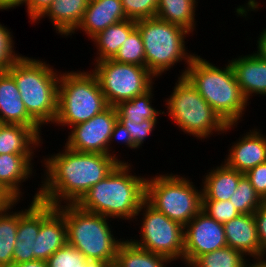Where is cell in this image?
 Wrapping results in <instances>:
<instances>
[{"instance_id":"6da1fadb","label":"cell","mask_w":266,"mask_h":267,"mask_svg":"<svg viewBox=\"0 0 266 267\" xmlns=\"http://www.w3.org/2000/svg\"><path fill=\"white\" fill-rule=\"evenodd\" d=\"M57 152L42 156L40 166L45 169L38 184V200L56 207L77 204L120 163L108 154L73 151L65 145Z\"/></svg>"},{"instance_id":"7a4b0ae2","label":"cell","mask_w":266,"mask_h":267,"mask_svg":"<svg viewBox=\"0 0 266 267\" xmlns=\"http://www.w3.org/2000/svg\"><path fill=\"white\" fill-rule=\"evenodd\" d=\"M133 170L132 162L119 163L104 179L93 185L77 205L87 212L118 219V222L121 219L125 223H133L145 201L147 179V174L142 176Z\"/></svg>"},{"instance_id":"3957f363","label":"cell","mask_w":266,"mask_h":267,"mask_svg":"<svg viewBox=\"0 0 266 267\" xmlns=\"http://www.w3.org/2000/svg\"><path fill=\"white\" fill-rule=\"evenodd\" d=\"M213 63L196 54L185 77L226 124H240L251 101L244 96L229 61L223 67Z\"/></svg>"},{"instance_id":"277c9868","label":"cell","mask_w":266,"mask_h":267,"mask_svg":"<svg viewBox=\"0 0 266 267\" xmlns=\"http://www.w3.org/2000/svg\"><path fill=\"white\" fill-rule=\"evenodd\" d=\"M7 72L16 81L28 114L41 127L53 126L57 114L61 70L58 71L39 57L22 55Z\"/></svg>"},{"instance_id":"5b68a950","label":"cell","mask_w":266,"mask_h":267,"mask_svg":"<svg viewBox=\"0 0 266 267\" xmlns=\"http://www.w3.org/2000/svg\"><path fill=\"white\" fill-rule=\"evenodd\" d=\"M171 91L163 101L167 108L164 115L169 116L182 134L204 142L213 134L224 137L237 129L239 124H226L185 76L177 78Z\"/></svg>"},{"instance_id":"8992f818","label":"cell","mask_w":266,"mask_h":267,"mask_svg":"<svg viewBox=\"0 0 266 267\" xmlns=\"http://www.w3.org/2000/svg\"><path fill=\"white\" fill-rule=\"evenodd\" d=\"M136 28L144 44L145 67L157 79L183 62L184 68L177 77L185 76L187 67L197 54L188 50L187 38L193 36L188 30L157 17L136 21Z\"/></svg>"},{"instance_id":"52a82bcc","label":"cell","mask_w":266,"mask_h":267,"mask_svg":"<svg viewBox=\"0 0 266 267\" xmlns=\"http://www.w3.org/2000/svg\"><path fill=\"white\" fill-rule=\"evenodd\" d=\"M56 209L65 218L67 244L79 250L87 259L116 260L119 246L125 238H117L111 225L115 223L112 219L82 210L77 204H65Z\"/></svg>"},{"instance_id":"ba28073f","label":"cell","mask_w":266,"mask_h":267,"mask_svg":"<svg viewBox=\"0 0 266 267\" xmlns=\"http://www.w3.org/2000/svg\"><path fill=\"white\" fill-rule=\"evenodd\" d=\"M107 107L98 79L90 69L61 70L54 127L70 129L90 120Z\"/></svg>"},{"instance_id":"9c48e42d","label":"cell","mask_w":266,"mask_h":267,"mask_svg":"<svg viewBox=\"0 0 266 267\" xmlns=\"http://www.w3.org/2000/svg\"><path fill=\"white\" fill-rule=\"evenodd\" d=\"M159 173L147 176L145 200L185 227L202 210V187L180 172Z\"/></svg>"},{"instance_id":"30bf717a","label":"cell","mask_w":266,"mask_h":267,"mask_svg":"<svg viewBox=\"0 0 266 267\" xmlns=\"http://www.w3.org/2000/svg\"><path fill=\"white\" fill-rule=\"evenodd\" d=\"M133 223L140 225L139 238L138 234L129 238L133 244L174 262L179 260L177 263L182 262L184 265V227L181 224L169 219L146 200L136 213Z\"/></svg>"},{"instance_id":"8fae6325","label":"cell","mask_w":266,"mask_h":267,"mask_svg":"<svg viewBox=\"0 0 266 267\" xmlns=\"http://www.w3.org/2000/svg\"><path fill=\"white\" fill-rule=\"evenodd\" d=\"M108 106L131 100L148 91L158 79L146 68L113 59L91 63Z\"/></svg>"},{"instance_id":"7c38bea8","label":"cell","mask_w":266,"mask_h":267,"mask_svg":"<svg viewBox=\"0 0 266 267\" xmlns=\"http://www.w3.org/2000/svg\"><path fill=\"white\" fill-rule=\"evenodd\" d=\"M117 120L115 106H108L90 120L70 127L63 144L73 151L109 155V139Z\"/></svg>"},{"instance_id":"4fadbf2b","label":"cell","mask_w":266,"mask_h":267,"mask_svg":"<svg viewBox=\"0 0 266 267\" xmlns=\"http://www.w3.org/2000/svg\"><path fill=\"white\" fill-rule=\"evenodd\" d=\"M227 247L224 226L202 210L184 227V267L199 256Z\"/></svg>"},{"instance_id":"5bb4252c","label":"cell","mask_w":266,"mask_h":267,"mask_svg":"<svg viewBox=\"0 0 266 267\" xmlns=\"http://www.w3.org/2000/svg\"><path fill=\"white\" fill-rule=\"evenodd\" d=\"M259 128V129H258ZM255 127L239 136L228 147L224 163L238 172L246 173L255 166L266 162V134L261 127Z\"/></svg>"},{"instance_id":"9a60e30c","label":"cell","mask_w":266,"mask_h":267,"mask_svg":"<svg viewBox=\"0 0 266 267\" xmlns=\"http://www.w3.org/2000/svg\"><path fill=\"white\" fill-rule=\"evenodd\" d=\"M35 155L0 154V186L13 200L24 201V194L27 191H23V186L26 181L37 175L33 161L38 156Z\"/></svg>"},{"instance_id":"2e32d148","label":"cell","mask_w":266,"mask_h":267,"mask_svg":"<svg viewBox=\"0 0 266 267\" xmlns=\"http://www.w3.org/2000/svg\"><path fill=\"white\" fill-rule=\"evenodd\" d=\"M0 121L28 126L45 141L42 127L28 114L16 81L7 71H0Z\"/></svg>"},{"instance_id":"e0dca14e","label":"cell","mask_w":266,"mask_h":267,"mask_svg":"<svg viewBox=\"0 0 266 267\" xmlns=\"http://www.w3.org/2000/svg\"><path fill=\"white\" fill-rule=\"evenodd\" d=\"M237 57V58H236ZM237 83L248 101L254 96H266V60L254 52L228 59ZM258 95V96H257Z\"/></svg>"},{"instance_id":"ac0fdd59","label":"cell","mask_w":266,"mask_h":267,"mask_svg":"<svg viewBox=\"0 0 266 267\" xmlns=\"http://www.w3.org/2000/svg\"><path fill=\"white\" fill-rule=\"evenodd\" d=\"M126 19L128 18L123 11L121 0H90L83 19L69 37L72 38L80 30V33L83 32L86 38L91 40L109 26Z\"/></svg>"},{"instance_id":"d6986e66","label":"cell","mask_w":266,"mask_h":267,"mask_svg":"<svg viewBox=\"0 0 266 267\" xmlns=\"http://www.w3.org/2000/svg\"><path fill=\"white\" fill-rule=\"evenodd\" d=\"M227 246L248 258L260 257V242L254 214H239L223 224Z\"/></svg>"},{"instance_id":"ffe728a7","label":"cell","mask_w":266,"mask_h":267,"mask_svg":"<svg viewBox=\"0 0 266 267\" xmlns=\"http://www.w3.org/2000/svg\"><path fill=\"white\" fill-rule=\"evenodd\" d=\"M89 0H53L48 10L34 23L48 18L60 37L69 38L83 19Z\"/></svg>"},{"instance_id":"44dd1931","label":"cell","mask_w":266,"mask_h":267,"mask_svg":"<svg viewBox=\"0 0 266 267\" xmlns=\"http://www.w3.org/2000/svg\"><path fill=\"white\" fill-rule=\"evenodd\" d=\"M67 244L64 216L55 209L40 225L34 243V260L46 261L59 248Z\"/></svg>"},{"instance_id":"7402d4cb","label":"cell","mask_w":266,"mask_h":267,"mask_svg":"<svg viewBox=\"0 0 266 267\" xmlns=\"http://www.w3.org/2000/svg\"><path fill=\"white\" fill-rule=\"evenodd\" d=\"M210 168L201 177L202 183H199L202 200H229L244 173L228 167L223 161L219 166Z\"/></svg>"},{"instance_id":"603a6c76","label":"cell","mask_w":266,"mask_h":267,"mask_svg":"<svg viewBox=\"0 0 266 267\" xmlns=\"http://www.w3.org/2000/svg\"><path fill=\"white\" fill-rule=\"evenodd\" d=\"M43 143V139L28 126L21 124L0 126V154H37L36 152L42 150Z\"/></svg>"},{"instance_id":"cb8c5ba5","label":"cell","mask_w":266,"mask_h":267,"mask_svg":"<svg viewBox=\"0 0 266 267\" xmlns=\"http://www.w3.org/2000/svg\"><path fill=\"white\" fill-rule=\"evenodd\" d=\"M135 28L136 21L126 19L109 26L94 36L91 42L97 50L94 52L96 56H93L92 63L112 59Z\"/></svg>"},{"instance_id":"d4e9b609","label":"cell","mask_w":266,"mask_h":267,"mask_svg":"<svg viewBox=\"0 0 266 267\" xmlns=\"http://www.w3.org/2000/svg\"><path fill=\"white\" fill-rule=\"evenodd\" d=\"M36 193L31 195L32 199L29 201L27 207L23 206L18 210V231L16 241H23V239H36L41 223L56 209V206L47 204L38 200L40 188H37Z\"/></svg>"},{"instance_id":"484cf974","label":"cell","mask_w":266,"mask_h":267,"mask_svg":"<svg viewBox=\"0 0 266 267\" xmlns=\"http://www.w3.org/2000/svg\"><path fill=\"white\" fill-rule=\"evenodd\" d=\"M152 86L144 94L138 95L131 100L120 102L115 106L117 111L118 120L121 123H136L140 124L141 122L153 119L158 120L160 114L164 116V109L162 111L154 107L153 101L155 99L156 92Z\"/></svg>"},{"instance_id":"4316f807","label":"cell","mask_w":266,"mask_h":267,"mask_svg":"<svg viewBox=\"0 0 266 267\" xmlns=\"http://www.w3.org/2000/svg\"><path fill=\"white\" fill-rule=\"evenodd\" d=\"M198 1L200 2V0H159L156 17L183 27L194 35L198 25L196 21Z\"/></svg>"},{"instance_id":"83f0119b","label":"cell","mask_w":266,"mask_h":267,"mask_svg":"<svg viewBox=\"0 0 266 267\" xmlns=\"http://www.w3.org/2000/svg\"><path fill=\"white\" fill-rule=\"evenodd\" d=\"M19 202L22 200H14L7 207L0 209V267L13 265V250L18 231L16 206Z\"/></svg>"},{"instance_id":"f1b7e54d","label":"cell","mask_w":266,"mask_h":267,"mask_svg":"<svg viewBox=\"0 0 266 267\" xmlns=\"http://www.w3.org/2000/svg\"><path fill=\"white\" fill-rule=\"evenodd\" d=\"M126 238L119 246L116 256L122 267H170L175 263L166 256L138 247L128 239L129 237Z\"/></svg>"},{"instance_id":"f546056e","label":"cell","mask_w":266,"mask_h":267,"mask_svg":"<svg viewBox=\"0 0 266 267\" xmlns=\"http://www.w3.org/2000/svg\"><path fill=\"white\" fill-rule=\"evenodd\" d=\"M247 259L243 252L227 246L199 256L189 267H243Z\"/></svg>"},{"instance_id":"4dcf8cb0","label":"cell","mask_w":266,"mask_h":267,"mask_svg":"<svg viewBox=\"0 0 266 267\" xmlns=\"http://www.w3.org/2000/svg\"><path fill=\"white\" fill-rule=\"evenodd\" d=\"M229 200L240 214H254L264 202L245 174L240 178Z\"/></svg>"},{"instance_id":"1f68e13d","label":"cell","mask_w":266,"mask_h":267,"mask_svg":"<svg viewBox=\"0 0 266 267\" xmlns=\"http://www.w3.org/2000/svg\"><path fill=\"white\" fill-rule=\"evenodd\" d=\"M113 60L145 67V50L141 34L135 28L117 51Z\"/></svg>"},{"instance_id":"d6a6232c","label":"cell","mask_w":266,"mask_h":267,"mask_svg":"<svg viewBox=\"0 0 266 267\" xmlns=\"http://www.w3.org/2000/svg\"><path fill=\"white\" fill-rule=\"evenodd\" d=\"M11 28L0 22V71H7L22 56L17 53ZM14 39V40H13ZM15 49V50H14Z\"/></svg>"},{"instance_id":"836d02e7","label":"cell","mask_w":266,"mask_h":267,"mask_svg":"<svg viewBox=\"0 0 266 267\" xmlns=\"http://www.w3.org/2000/svg\"><path fill=\"white\" fill-rule=\"evenodd\" d=\"M123 11L130 20L156 17L159 0H121Z\"/></svg>"},{"instance_id":"e575fe53","label":"cell","mask_w":266,"mask_h":267,"mask_svg":"<svg viewBox=\"0 0 266 267\" xmlns=\"http://www.w3.org/2000/svg\"><path fill=\"white\" fill-rule=\"evenodd\" d=\"M86 259L79 250L66 244L52 254L46 262L48 267H81Z\"/></svg>"},{"instance_id":"d590c367","label":"cell","mask_w":266,"mask_h":267,"mask_svg":"<svg viewBox=\"0 0 266 267\" xmlns=\"http://www.w3.org/2000/svg\"><path fill=\"white\" fill-rule=\"evenodd\" d=\"M202 211L222 224L240 214L230 200H202Z\"/></svg>"},{"instance_id":"8d00e7d4","label":"cell","mask_w":266,"mask_h":267,"mask_svg":"<svg viewBox=\"0 0 266 267\" xmlns=\"http://www.w3.org/2000/svg\"><path fill=\"white\" fill-rule=\"evenodd\" d=\"M158 120L148 119L140 124L136 123H121L131 135V141L134 145L141 149L146 142L147 137L153 135L152 133L157 129ZM145 141V142H144Z\"/></svg>"},{"instance_id":"74e56055","label":"cell","mask_w":266,"mask_h":267,"mask_svg":"<svg viewBox=\"0 0 266 267\" xmlns=\"http://www.w3.org/2000/svg\"><path fill=\"white\" fill-rule=\"evenodd\" d=\"M118 143L120 145L123 144V146L125 145L126 149H131V150H135V152L137 150H139L134 143L131 141V135L130 133L126 130V128L121 124V122L119 120H117V122L114 125L113 128V132L110 136L109 139V155L113 156L115 159H117L120 163H128V161H126L124 158L122 160V155L120 156L119 150L116 152L114 149V144ZM114 143V144H113ZM113 144V146H112ZM120 157V158H119Z\"/></svg>"},{"instance_id":"f35d334b","label":"cell","mask_w":266,"mask_h":267,"mask_svg":"<svg viewBox=\"0 0 266 267\" xmlns=\"http://www.w3.org/2000/svg\"><path fill=\"white\" fill-rule=\"evenodd\" d=\"M245 175L259 196L266 201V162L248 170Z\"/></svg>"},{"instance_id":"ab89813d","label":"cell","mask_w":266,"mask_h":267,"mask_svg":"<svg viewBox=\"0 0 266 267\" xmlns=\"http://www.w3.org/2000/svg\"><path fill=\"white\" fill-rule=\"evenodd\" d=\"M34 243L35 239H23V241H16L13 250V264L33 261Z\"/></svg>"},{"instance_id":"60d3db41","label":"cell","mask_w":266,"mask_h":267,"mask_svg":"<svg viewBox=\"0 0 266 267\" xmlns=\"http://www.w3.org/2000/svg\"><path fill=\"white\" fill-rule=\"evenodd\" d=\"M260 242V257L266 258V201L254 212Z\"/></svg>"},{"instance_id":"b9f144b4","label":"cell","mask_w":266,"mask_h":267,"mask_svg":"<svg viewBox=\"0 0 266 267\" xmlns=\"http://www.w3.org/2000/svg\"><path fill=\"white\" fill-rule=\"evenodd\" d=\"M53 0H26L24 6L32 25L48 10Z\"/></svg>"},{"instance_id":"7bdbcfd3","label":"cell","mask_w":266,"mask_h":267,"mask_svg":"<svg viewBox=\"0 0 266 267\" xmlns=\"http://www.w3.org/2000/svg\"><path fill=\"white\" fill-rule=\"evenodd\" d=\"M261 5L262 4L260 3V1L258 2L257 0H246V3H244L243 5L239 4L233 10H235L234 13H235V15H237V17L245 18L244 20L248 21V19H250L252 17V16H250L251 15L250 13L251 12H258V10L262 8Z\"/></svg>"},{"instance_id":"ee69618b","label":"cell","mask_w":266,"mask_h":267,"mask_svg":"<svg viewBox=\"0 0 266 267\" xmlns=\"http://www.w3.org/2000/svg\"><path fill=\"white\" fill-rule=\"evenodd\" d=\"M266 27V26H265ZM262 28V30L259 31V34L256 40V50L253 51L256 55H258L260 58L266 60V28Z\"/></svg>"},{"instance_id":"f6af8a7d","label":"cell","mask_w":266,"mask_h":267,"mask_svg":"<svg viewBox=\"0 0 266 267\" xmlns=\"http://www.w3.org/2000/svg\"><path fill=\"white\" fill-rule=\"evenodd\" d=\"M26 0H0V11L13 10L25 4Z\"/></svg>"},{"instance_id":"bcb514c9","label":"cell","mask_w":266,"mask_h":267,"mask_svg":"<svg viewBox=\"0 0 266 267\" xmlns=\"http://www.w3.org/2000/svg\"><path fill=\"white\" fill-rule=\"evenodd\" d=\"M243 267H266V258L262 257H252L248 258Z\"/></svg>"},{"instance_id":"7dc6e473","label":"cell","mask_w":266,"mask_h":267,"mask_svg":"<svg viewBox=\"0 0 266 267\" xmlns=\"http://www.w3.org/2000/svg\"><path fill=\"white\" fill-rule=\"evenodd\" d=\"M11 267H48L47 262L44 260H33L28 262H22L19 264H13Z\"/></svg>"},{"instance_id":"c3c4849f","label":"cell","mask_w":266,"mask_h":267,"mask_svg":"<svg viewBox=\"0 0 266 267\" xmlns=\"http://www.w3.org/2000/svg\"><path fill=\"white\" fill-rule=\"evenodd\" d=\"M12 201H14L0 186V209L7 207Z\"/></svg>"},{"instance_id":"681fc988","label":"cell","mask_w":266,"mask_h":267,"mask_svg":"<svg viewBox=\"0 0 266 267\" xmlns=\"http://www.w3.org/2000/svg\"><path fill=\"white\" fill-rule=\"evenodd\" d=\"M107 264L104 260L99 259H86L85 263L81 265V267H105Z\"/></svg>"},{"instance_id":"f907efd6","label":"cell","mask_w":266,"mask_h":267,"mask_svg":"<svg viewBox=\"0 0 266 267\" xmlns=\"http://www.w3.org/2000/svg\"><path fill=\"white\" fill-rule=\"evenodd\" d=\"M105 267H122V266L120 265V263L117 260H114L111 262H107Z\"/></svg>"}]
</instances>
